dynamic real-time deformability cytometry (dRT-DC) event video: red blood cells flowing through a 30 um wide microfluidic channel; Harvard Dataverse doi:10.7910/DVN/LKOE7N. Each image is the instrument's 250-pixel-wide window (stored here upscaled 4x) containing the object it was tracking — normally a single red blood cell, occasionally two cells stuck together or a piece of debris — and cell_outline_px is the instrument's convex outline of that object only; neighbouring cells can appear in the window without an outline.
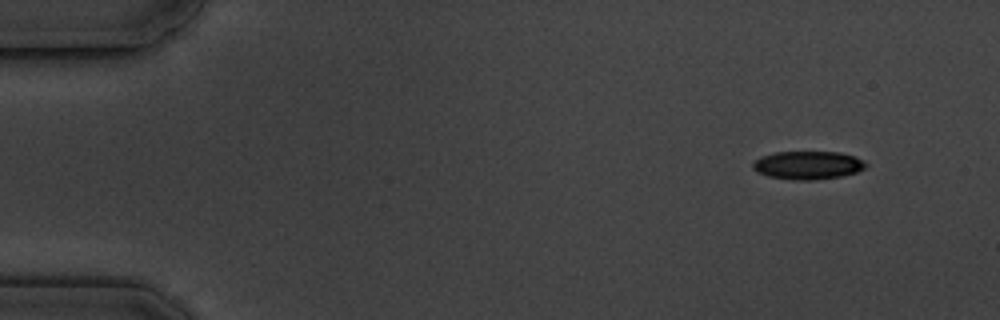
{"species": "common noctule bat (a hibernating species)", "species_latin": "Nyctalus noctula", "temperature_condition": "cold", "stored_images_in_passage": 8, "camera_frame_rate_fps": 3000, "um_per_image_px": 0.085, "animal": {"sex": "male", "body_mass_g": 19.5, "forearm_length_mm": 54.6}, "frame": {"image": 1, "passage_image": 1, "time_ms": 0.0, "image_size_px": [1000, 320], "cell_outline_px": [[868, 164], [864, 168], [856, 172], [840, 176], [812, 180], [792, 180], [768, 176], [756, 172], [752, 168], [752, 164], [760, 156], [776, 152], [840, 152], [856, 156], [864, 160]], "centroid_in_image_um": [68.66, 14.03], "position_along_channel_um": 16.3, "area_um2": 18.67}}